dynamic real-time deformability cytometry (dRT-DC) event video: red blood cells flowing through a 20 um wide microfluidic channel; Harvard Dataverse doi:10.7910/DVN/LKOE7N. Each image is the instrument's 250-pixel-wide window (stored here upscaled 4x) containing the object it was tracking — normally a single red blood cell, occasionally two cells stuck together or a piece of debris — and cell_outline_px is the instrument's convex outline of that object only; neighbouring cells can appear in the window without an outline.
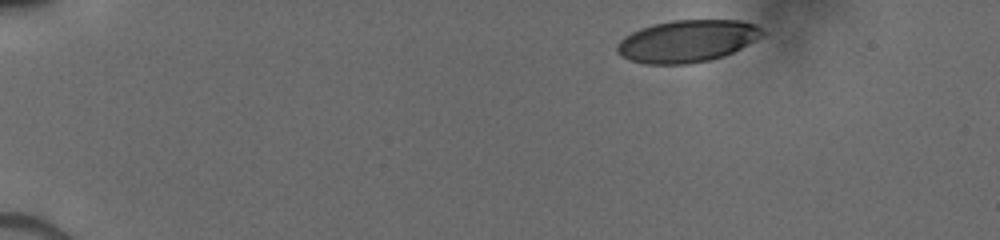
{"species": "human", "species_latin": "Homo sapiens", "temperature_condition": "cold", "stored_images_in_passage": 41, "camera_frame_rate_fps": 3000, "um_per_image_px": 0.085, "donor": {"sex": "male"}, "frame": {"image": 1, "passage_image": 1, "time_ms": 0.0, "image_size_px": [1000, 240], "cell_outline_px": [[764, 32], [760, 36], [740, 48], [724, 56], [708, 60], [688, 64], [644, 64], [628, 60], [620, 56], [616, 52], [616, 44], [624, 36], [640, 28], [672, 20], [740, 20], [756, 24]], "centroid_in_image_um": [58.34, 3.5], "position_along_channel_um": 26.7, "area_um2": 35.6}}
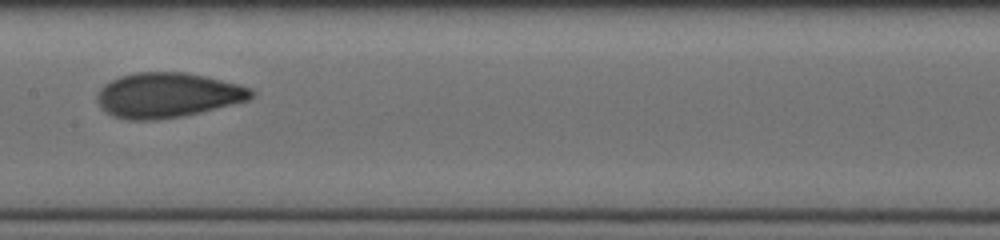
{"frame": {"image": 2, "passage_image": 23, "time_ms": 6.667, "image_size_px": [1000, 240], "cell_outline_px": [[256, 92], [248, 100], [200, 112], [180, 116], [152, 120], [128, 120], [112, 116], [96, 100], [96, 96], [100, 88], [104, 84], [120, 76], [136, 72], [184, 72], [204, 76], [240, 84], [252, 88]], "centroid_in_image_um": [14.25, 8.08], "position_along_channel_um": 193.2, "area_um2": 40.11}}
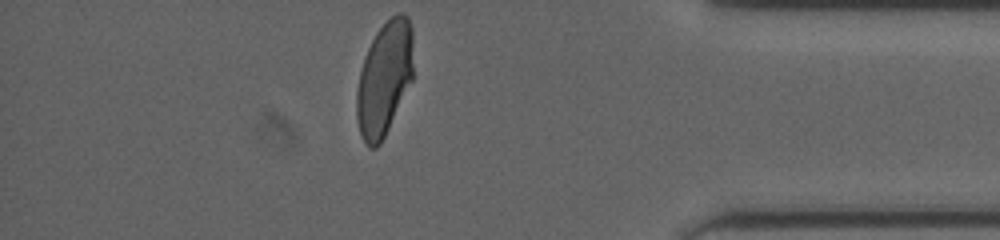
{"frame": {"image": 3, "passage_image": 41, "time_ms": 12.333, "image_size_px": [1000, 240], "cell_outline_px": [[412, 80], [380, 144], [376, 148], [368, 148], [360, 136], [356, 120], [356, 92], [360, 72], [364, 56], [376, 32], [396, 12], [404, 12], [408, 16], [412, 28]], "centroid_in_image_um": [32.65, 6.68], "position_along_channel_um": 402.6, "area_um2": 37.63}}